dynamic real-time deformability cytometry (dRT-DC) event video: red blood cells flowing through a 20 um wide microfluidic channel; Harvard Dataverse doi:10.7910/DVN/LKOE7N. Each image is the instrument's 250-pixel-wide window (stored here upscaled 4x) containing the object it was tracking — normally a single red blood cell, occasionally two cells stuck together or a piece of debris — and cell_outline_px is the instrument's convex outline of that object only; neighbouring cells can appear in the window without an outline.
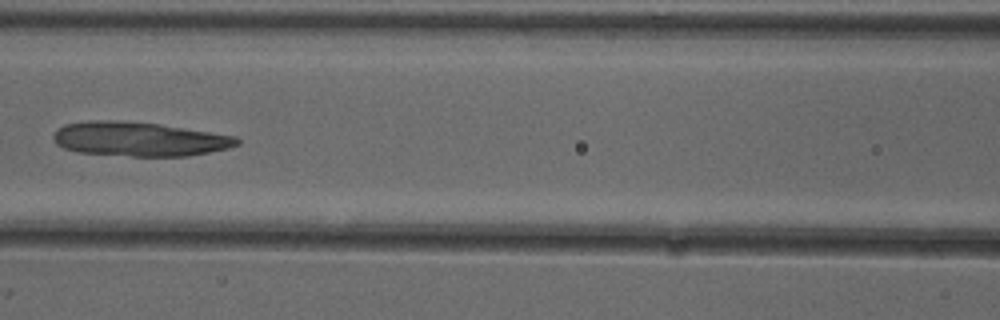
{"species": "common noctule bat (a hibernating species)", "species_latin": "Nyctalus noctula", "temperature_condition": "cold", "stored_images_in_passage": 7, "camera_frame_rate_fps": 3000, "um_per_image_px": 0.085, "animal": {"sex": "female"}, "frame": {"image": 1, "passage_image": 6, "time_ms": 1.667, "image_size_px": [1000, 320], "cell_outline_px": [[240, 144], [228, 148], [188, 156], [132, 156], [80, 152], [64, 148], [56, 144], [52, 140], [52, 136], [56, 128], [64, 124], [88, 120], [120, 120], [160, 124], [236, 136], [240, 140]], "centroid_in_image_um": [11.79, 11.81], "position_along_channel_um": 154.8, "area_um2": 36.82}}
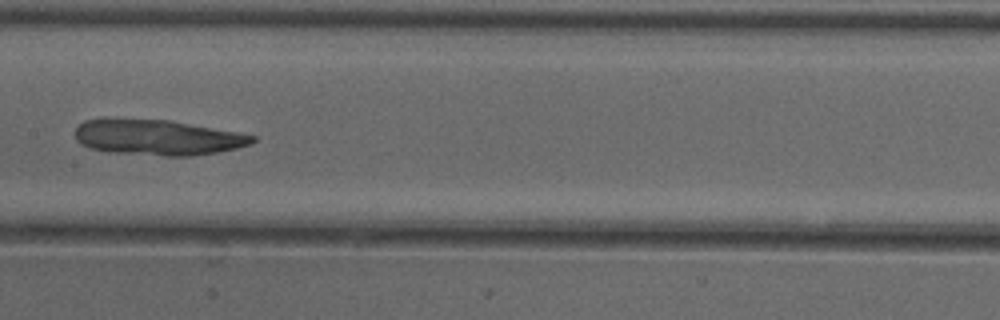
{"frame": {"image": 2, "passage_image": 7, "time_ms": 2.0, "image_size_px": [1000, 320], "cell_outline_px": [[256, 140], [252, 144], [236, 148], [216, 152], [188, 156], [168, 156], [108, 152], [92, 148], [80, 144], [76, 140], [76, 128], [84, 120], [104, 116], [108, 116], [168, 120], [236, 132], [256, 136]], "centroid_in_image_um": [13.3, 11.65], "position_along_channel_um": 194.1, "area_um2": 37.22}}